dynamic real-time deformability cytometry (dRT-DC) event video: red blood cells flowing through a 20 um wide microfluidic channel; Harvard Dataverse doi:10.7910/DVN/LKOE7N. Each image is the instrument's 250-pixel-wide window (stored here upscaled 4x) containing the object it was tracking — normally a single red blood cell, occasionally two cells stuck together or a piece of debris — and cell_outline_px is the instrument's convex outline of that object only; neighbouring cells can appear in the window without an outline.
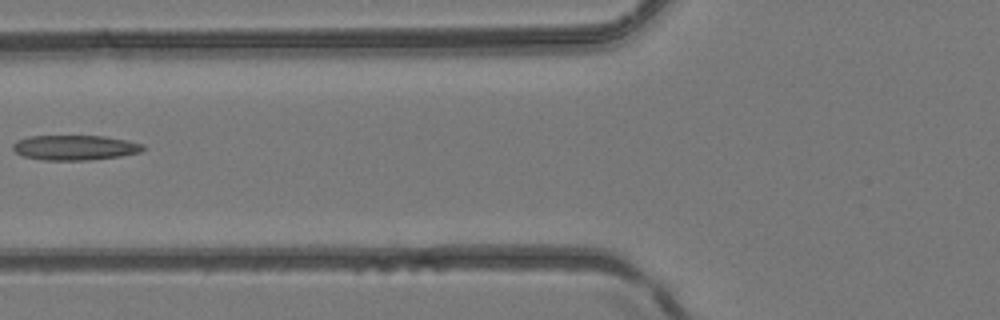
{"species": "common noctule bat (a hibernating species)", "species_latin": "Nyctalus noctula", "temperature_condition": "room temperature", "stored_images_in_passage": 5, "camera_frame_rate_fps": 3000, "um_per_image_px": 0.085, "animal": {"sex": "female", "body_mass_g": 24.6, "forearm_length_mm": 56.2}, "frame": {"image": 1, "passage_image": 5, "time_ms": 1.333, "image_size_px": [1000, 320], "cell_outline_px": [[144, 148], [140, 152], [120, 156], [88, 160], [44, 160], [24, 156], [16, 152], [12, 148], [12, 144], [16, 140], [28, 136], [104, 136], [128, 140], [144, 144]], "centroid_in_image_um": [6.36, 12.54], "position_along_channel_um": 119.4, "area_um2": 18.96}}